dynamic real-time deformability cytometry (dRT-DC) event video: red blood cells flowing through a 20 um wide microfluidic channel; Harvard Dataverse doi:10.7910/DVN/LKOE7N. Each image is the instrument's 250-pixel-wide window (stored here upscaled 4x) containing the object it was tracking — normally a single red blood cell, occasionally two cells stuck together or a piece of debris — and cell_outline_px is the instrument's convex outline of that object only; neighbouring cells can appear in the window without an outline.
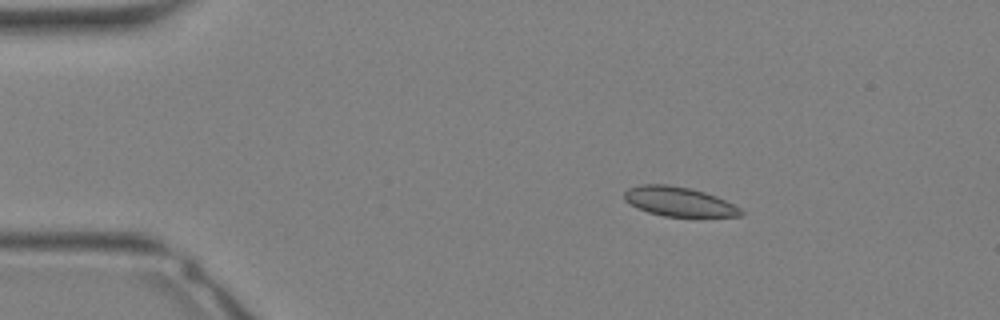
{"species": "Egyptian fruit bat (a non-hibernating species)", "species_latin": "Rousettus aegyptiacus", "temperature_condition": "warm", "stored_images_in_passage": 33, "camera_frame_rate_fps": 3000, "um_per_image_px": 0.085, "animal": {"sex": "female"}, "frame": {"image": 1, "passage_image": 5, "time_ms": 1.333, "image_size_px": [1000, 320], "cell_outline_px": [[744, 212], [740, 216], [664, 216], [648, 212], [636, 208], [624, 200], [624, 192], [628, 188], [640, 184], [668, 184], [692, 188], [716, 196], [740, 208]], "centroid_in_image_um": [57.66, 17.12], "position_along_channel_um": 27.3, "area_um2": 19.94}}
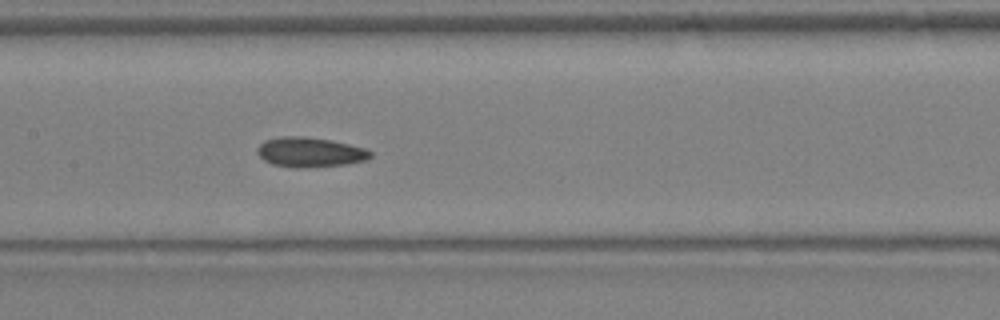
{"frame": {"image": 2, "passage_image": 16, "time_ms": 5.0, "image_size_px": [1000, 320], "cell_outline_px": [[372, 156], [364, 160], [344, 164], [272, 164], [264, 160], [256, 152], [256, 148], [264, 140], [280, 136], [304, 136], [332, 140], [368, 148], [372, 152]], "centroid_in_image_um": [26.36, 12.85], "position_along_channel_um": 181.0, "area_um2": 18.67}}
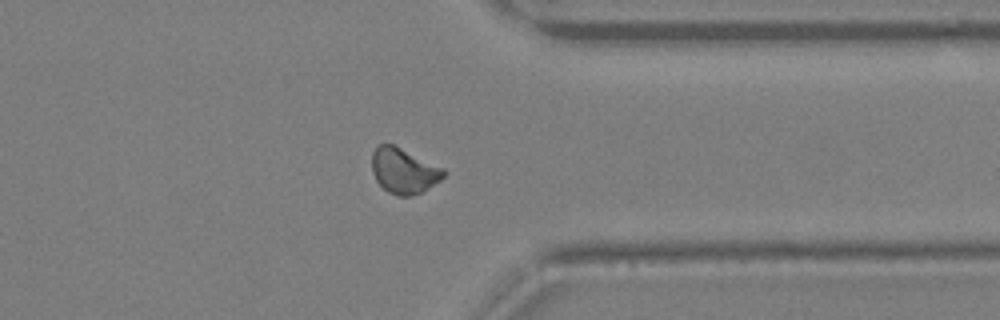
{"frame": {"image": 3, "passage_image": 26, "time_ms": 8.333, "image_size_px": [1000, 320], "cell_outline_px": [[448, 172], [440, 180], [420, 192], [412, 196], [400, 196], [388, 192], [376, 180], [372, 172], [372, 152], [376, 144], [392, 144], [444, 168]], "centroid_in_image_um": [34.3, 14.5], "position_along_channel_um": 377.1, "area_um2": 18.84}}